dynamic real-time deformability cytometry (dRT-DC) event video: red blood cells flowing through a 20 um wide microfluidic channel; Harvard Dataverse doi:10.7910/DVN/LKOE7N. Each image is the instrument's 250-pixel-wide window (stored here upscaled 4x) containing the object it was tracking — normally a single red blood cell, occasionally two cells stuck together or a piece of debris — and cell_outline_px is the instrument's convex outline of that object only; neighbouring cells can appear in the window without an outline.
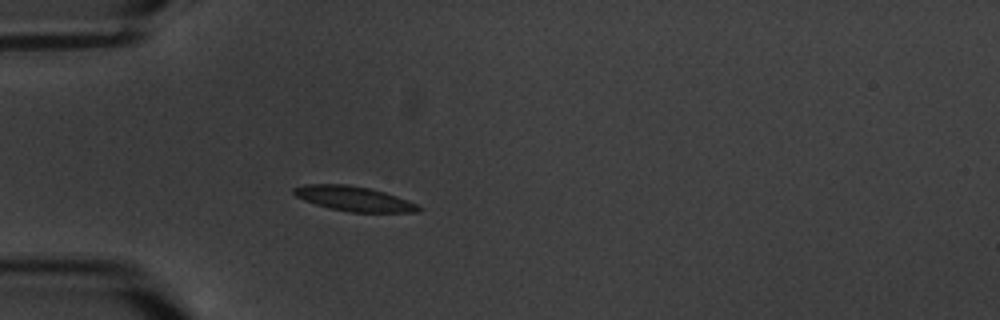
{"species": "common noctule bat (a hibernating species)", "species_latin": "Nyctalus noctula", "temperature_condition": "warm", "stored_images_in_passage": 12, "camera_frame_rate_fps": 3000, "um_per_image_px": 0.085, "animal": {"sex": "male", "body_mass_g": 20.1, "forearm_length_mm": 53.5}, "frame": {"image": 1, "passage_image": 3, "time_ms": 3.333, "image_size_px": [1000, 320], "cell_outline_px": [[424, 208], [420, 212], [348, 212], [328, 208], [304, 200], [296, 196], [292, 192], [292, 188], [304, 184], [348, 184], [368, 188], [384, 192], [396, 196], [416, 204]], "centroid_in_image_um": [30.06, 16.89], "position_along_channel_um": 54.9, "area_um2": 18.03}}
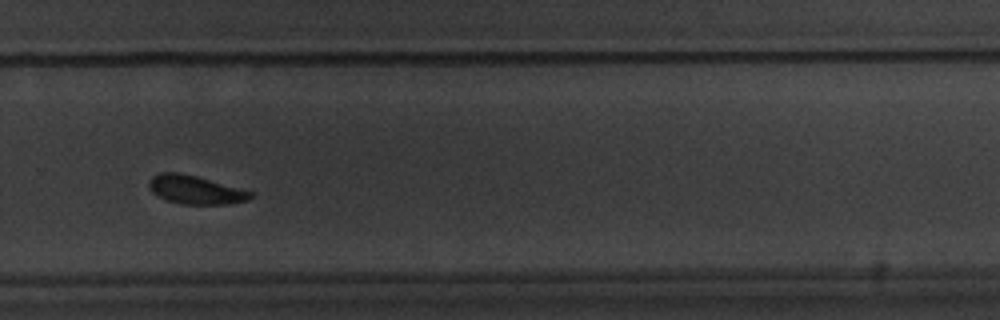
{"frame": {"image": 2, "passage_image": 10, "time_ms": 11.333, "image_size_px": [1000, 320], "cell_outline_px": [[256, 192], [248, 200], [228, 204], [180, 204], [156, 196], [152, 192], [148, 184], [152, 176], [160, 172], [176, 172], [196, 176]], "centroid_in_image_um": [16.62, 16.13], "position_along_channel_um": 313.2, "area_um2": 16.94}}
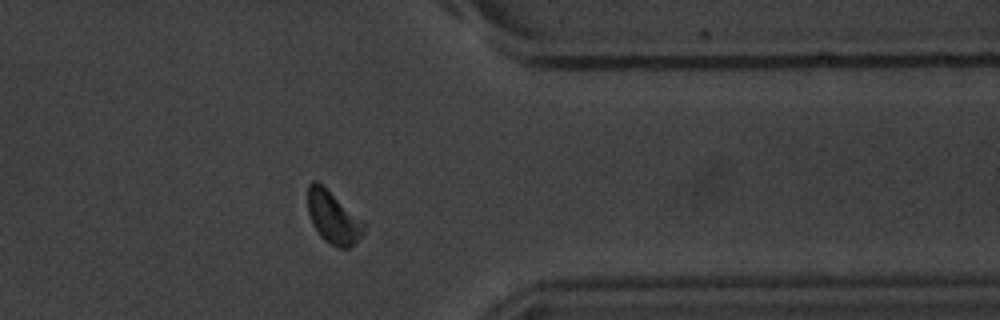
{"frame": {"image": 3, "passage_image": 12, "time_ms": 13.667, "image_size_px": [1000, 320], "cell_outline_px": [[368, 224], [364, 232], [348, 248], [340, 248], [324, 240], [320, 236], [312, 224], [308, 212], [308, 184], [312, 180], [316, 180]], "centroid_in_image_um": [28.32, 18.47], "position_along_channel_um": 383.1, "area_um2": 16.99}, "authors_computed_cell_mechanics": {"area_um2": 17.0221, "velocity_mm_per_s": 3.3458, "shape_relaxation_time_tau1_ms": 4.239, "shape_relaxation_time_tau2_ms": null, "deformation_change_tau1": 0.1129, "deformation_change_tau2": null}}